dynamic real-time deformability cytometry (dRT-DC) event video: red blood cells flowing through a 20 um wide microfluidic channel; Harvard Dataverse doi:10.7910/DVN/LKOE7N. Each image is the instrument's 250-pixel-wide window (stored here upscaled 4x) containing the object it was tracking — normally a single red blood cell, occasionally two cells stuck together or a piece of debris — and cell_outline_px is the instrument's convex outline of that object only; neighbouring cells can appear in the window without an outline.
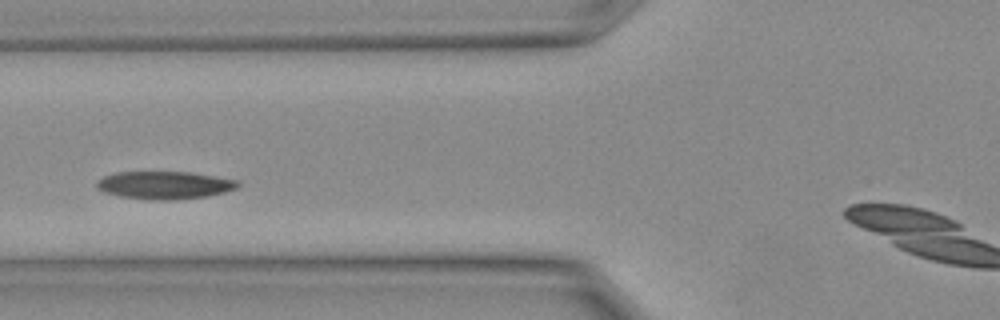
{"species": "Egyptian fruit bat (a non-hibernating species)", "species_latin": "Rousettus aegyptiacus", "temperature_condition": "warm", "stored_images_in_passage": 10, "camera_frame_rate_fps": 3000, "um_per_image_px": 0.085, "animal": {"sex": "female"}, "frame": {"image": 1, "passage_image": 5, "time_ms": 1.333, "image_size_px": [1000, 320], "cell_outline_px": [[240, 188], [208, 196], [176, 200], [148, 200], [120, 196], [104, 192], [96, 188], [96, 180], [104, 176], [116, 172], [192, 172], [236, 180], [240, 184]], "centroid_in_image_um": [13.98, 15.74], "position_along_channel_um": 111.8, "area_um2": 23.06}}